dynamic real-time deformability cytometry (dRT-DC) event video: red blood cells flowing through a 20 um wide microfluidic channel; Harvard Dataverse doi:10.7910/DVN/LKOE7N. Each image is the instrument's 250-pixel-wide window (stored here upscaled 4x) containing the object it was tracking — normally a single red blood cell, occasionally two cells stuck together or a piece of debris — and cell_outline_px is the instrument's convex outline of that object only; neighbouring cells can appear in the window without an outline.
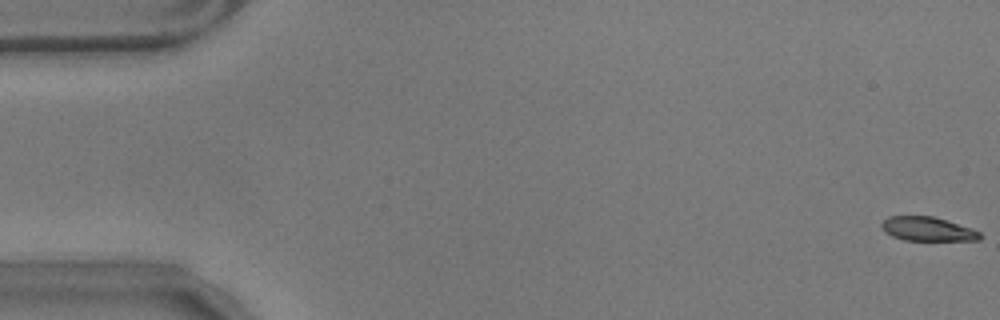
{"species": "common noctule bat (a hibernating species)", "species_latin": "Nyctalus noctula", "temperature_condition": "warm", "stored_images_in_passage": 59, "segment_of_instrument_passage": [1, 2], "camera_frame_rate_fps": 3000, "um_per_image_px": 0.085, "animal": {"sex": "male", "body_mass_g": 17.9}, "frame": {"image": 1, "passage_image": 1, "time_ms": 0.0, "image_size_px": [1000, 320], "cell_outline_px": [[980, 240], [904, 240], [892, 236], [884, 232], [880, 228], [880, 224], [888, 216], [932, 216], [972, 228], [980, 232]], "centroid_in_image_um": [78.79, 19.46], "position_along_channel_um": 6.2, "area_um2": 13.76}}
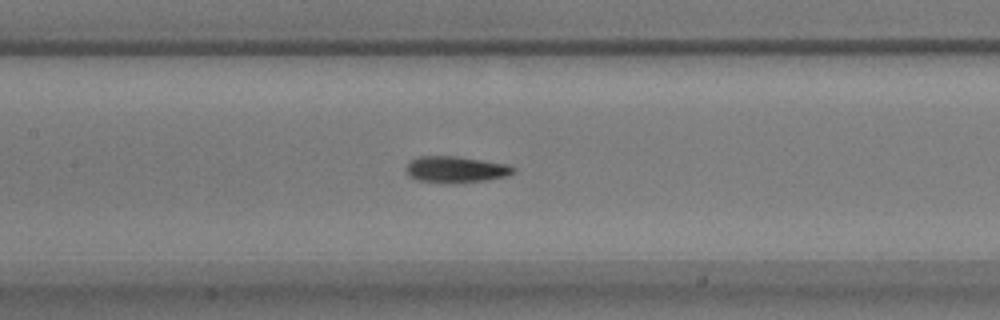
{"frame": {"image": 2, "passage_image": 27, "time_ms": 8.667, "image_size_px": [1000, 320], "cell_outline_px": [[516, 172], [508, 176], [484, 180], [452, 184], [416, 180], [408, 176], [404, 168], [408, 160], [420, 156], [456, 156], [508, 164], [516, 168]], "centroid_in_image_um": [38.71, 14.41], "position_along_channel_um": 168.7, "area_um2": 16.88}}
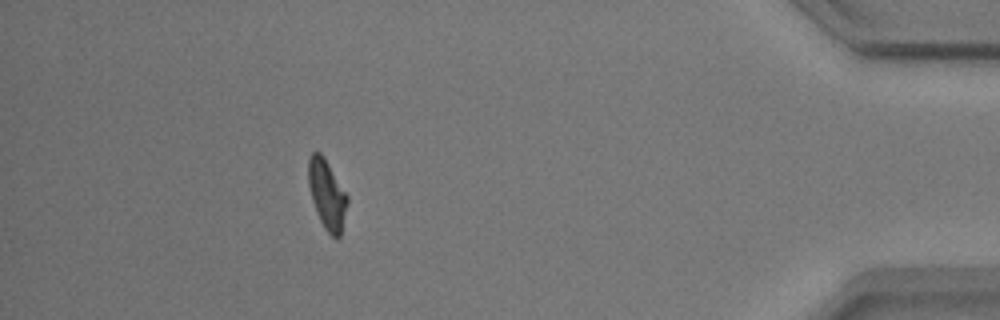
{"frame": {"image": 3, "passage_image": 52, "time_ms": 17.0, "image_size_px": [1000, 320], "cell_outline_px": [[348, 204], [340, 236], [336, 240], [324, 228], [316, 212], [312, 200], [308, 184], [308, 156], [312, 152], [320, 152], [324, 156], [348, 196]], "centroid_in_image_um": [27.79, 16.52], "position_along_channel_um": 407.4, "area_um2": 15.9}}